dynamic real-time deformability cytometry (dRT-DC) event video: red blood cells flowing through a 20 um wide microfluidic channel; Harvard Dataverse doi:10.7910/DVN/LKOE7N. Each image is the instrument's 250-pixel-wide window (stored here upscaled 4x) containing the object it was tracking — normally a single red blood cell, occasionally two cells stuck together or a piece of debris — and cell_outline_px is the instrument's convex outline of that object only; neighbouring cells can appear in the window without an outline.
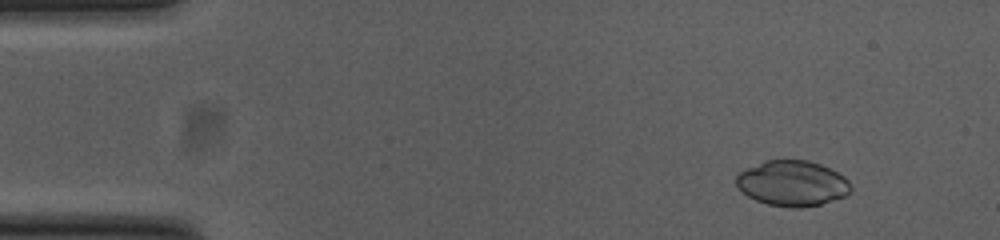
{"species": "common noctule bat (a hibernating species)", "species_latin": "Nyctalus noctula", "temperature_condition": "cold", "stored_images_in_passage": 12, "camera_frame_rate_fps": 3000, "um_per_image_px": 0.085, "animal": {"sex": "female", "body_mass_g": 23.0, "forearm_length_mm": 53.4}, "frame": {"image": 1, "passage_image": 6, "time_ms": 1.667, "image_size_px": [1000, 240], "cell_outline_px": [[852, 188], [844, 196], [820, 204], [800, 208], [792, 208], [768, 204], [756, 200], [748, 196], [736, 184], [736, 176], [740, 172], [764, 160], [808, 160], [820, 164], [844, 176], [848, 180]], "centroid_in_image_um": [67.35, 15.58], "position_along_channel_um": 17.7, "area_um2": 30.06}}